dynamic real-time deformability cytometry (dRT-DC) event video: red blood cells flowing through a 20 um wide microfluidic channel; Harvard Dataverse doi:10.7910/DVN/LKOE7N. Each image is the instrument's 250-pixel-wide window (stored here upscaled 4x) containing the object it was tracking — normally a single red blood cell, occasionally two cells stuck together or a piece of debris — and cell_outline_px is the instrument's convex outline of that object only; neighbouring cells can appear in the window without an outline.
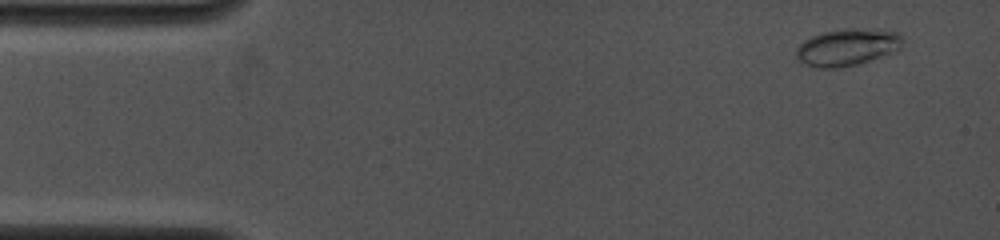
{"species": "common noctule bat (a hibernating species)", "species_latin": "Nyctalus noctula", "temperature_condition": "cold", "stored_images_in_passage": 15, "camera_frame_rate_fps": 4000, "um_per_image_px": 0.085, "animal": {"sex": "female", "body_mass_g": 19.0, "forearm_length_mm": 53.3}, "frame": {"image": 1, "passage_image": 3, "time_ms": 0.75, "image_size_px": [1000, 240], "cell_outline_px": [[904, 40], [900, 48], [896, 52], [856, 64], [836, 68], [820, 68], [804, 64], [796, 56], [796, 48], [808, 36], [824, 32], [844, 28], [876, 28], [900, 32]], "centroid_in_image_um": [72.06, 3.98], "position_along_channel_um": 12.9, "area_um2": 23.35}}
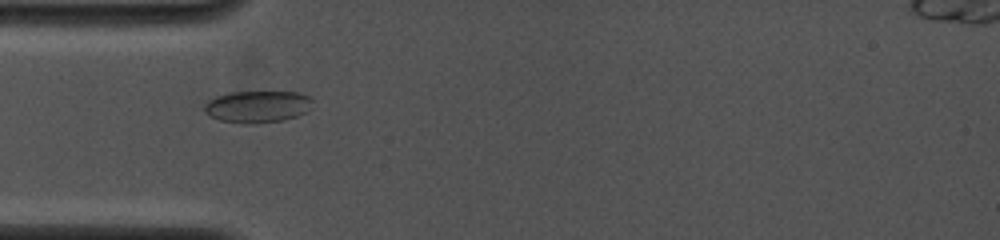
{"frame": {"image": 2, "passage_image": 12, "time_ms": 4.5, "image_size_px": [1000, 240], "cell_outline_px": [[312, 100], [304, 112], [296, 116], [280, 120], [244, 124], [220, 120], [208, 116], [204, 112], [204, 104], [208, 100], [216, 96], [228, 92], [296, 92], [308, 96]], "centroid_in_image_um": [21.78, 9.05], "position_along_channel_um": 63.2, "area_um2": 19.83}}